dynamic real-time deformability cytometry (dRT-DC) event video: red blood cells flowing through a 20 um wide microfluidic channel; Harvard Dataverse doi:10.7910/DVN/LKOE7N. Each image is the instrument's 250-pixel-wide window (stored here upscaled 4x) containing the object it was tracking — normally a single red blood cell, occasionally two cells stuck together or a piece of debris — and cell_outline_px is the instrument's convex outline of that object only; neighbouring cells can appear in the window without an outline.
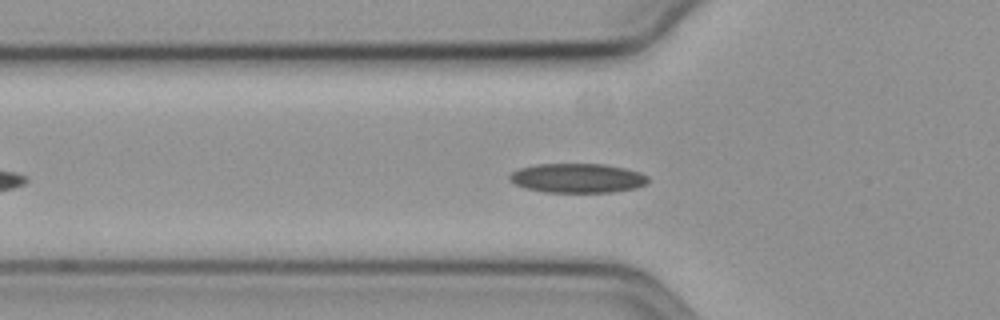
{"species": "common noctule bat (a hibernating species)", "species_latin": "Nyctalus noctula", "temperature_condition": "cold", "stored_images_in_passage": 38, "camera_frame_rate_fps": 3000, "um_per_image_px": 0.085, "animal": {"sex": "female", "body_mass_g": 19.3, "forearm_length_mm": 54.1}, "frame": {"image": 1, "passage_image": 5, "time_ms": 1.333, "image_size_px": [1000, 320], "cell_outline_px": [[648, 184], [636, 188], [612, 192], [544, 192], [524, 188], [508, 180], [508, 176], [512, 172], [520, 168], [536, 164], [604, 164], [624, 168], [640, 172], [648, 176]], "centroid_in_image_um": [49.08, 15.14], "position_along_channel_um": 76.7, "area_um2": 23.81}}
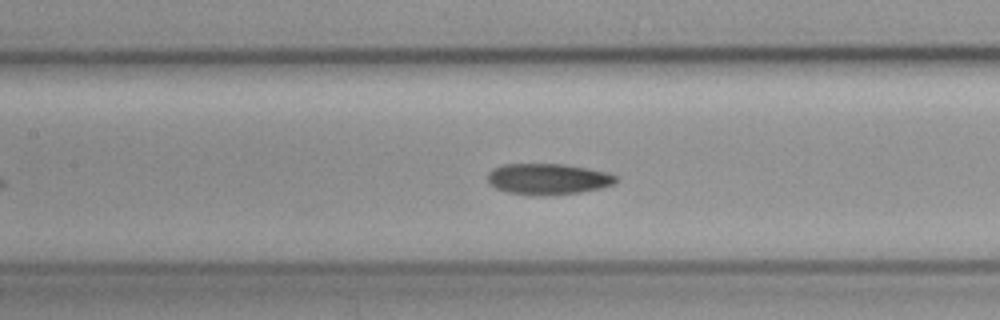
{"frame": {"image": 2, "passage_image": 12, "time_ms": 3.667, "image_size_px": [1000, 320], "cell_outline_px": [[616, 180], [612, 184], [600, 188], [580, 192], [556, 196], [532, 196], [508, 192], [496, 188], [488, 184], [488, 172], [504, 164], [564, 164], [588, 168], [604, 172], [616, 176]], "centroid_in_image_um": [46.54, 15.24], "position_along_channel_um": 160.9, "area_um2": 23.29}}
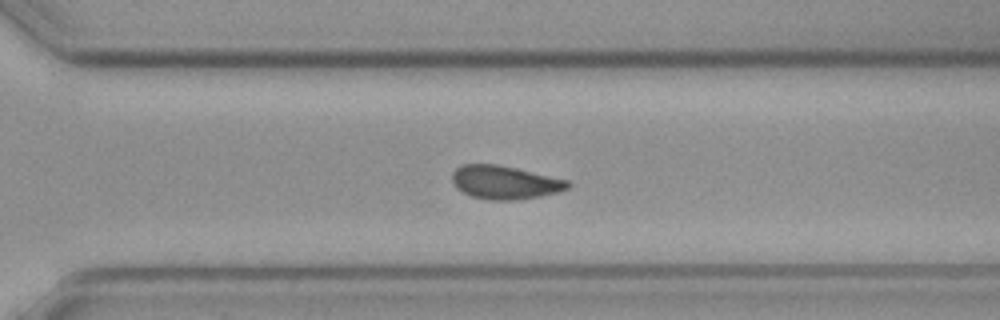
{"frame": {"image": 3, "passage_image": 26, "time_ms": 8.333, "image_size_px": [1000, 320], "cell_outline_px": [[572, 184], [568, 188], [556, 192], [540, 196], [516, 200], [488, 200], [472, 196], [456, 188], [452, 180], [452, 172], [460, 164], [496, 164], [516, 168], [568, 180]], "centroid_in_image_um": [42.89, 15.5], "position_along_channel_um": 327.7, "area_um2": 22.48}, "authors_computed_cell_mechanics": {"area_um2": 22.831, "velocity_mm_per_s": 3.585, "shape_relaxation_time_tau1_ms": null, "shape_relaxation_time_tau2_ms": 5.6623, "deformation_change_tau1": null, "deformation_change_tau2": 0.1132}}